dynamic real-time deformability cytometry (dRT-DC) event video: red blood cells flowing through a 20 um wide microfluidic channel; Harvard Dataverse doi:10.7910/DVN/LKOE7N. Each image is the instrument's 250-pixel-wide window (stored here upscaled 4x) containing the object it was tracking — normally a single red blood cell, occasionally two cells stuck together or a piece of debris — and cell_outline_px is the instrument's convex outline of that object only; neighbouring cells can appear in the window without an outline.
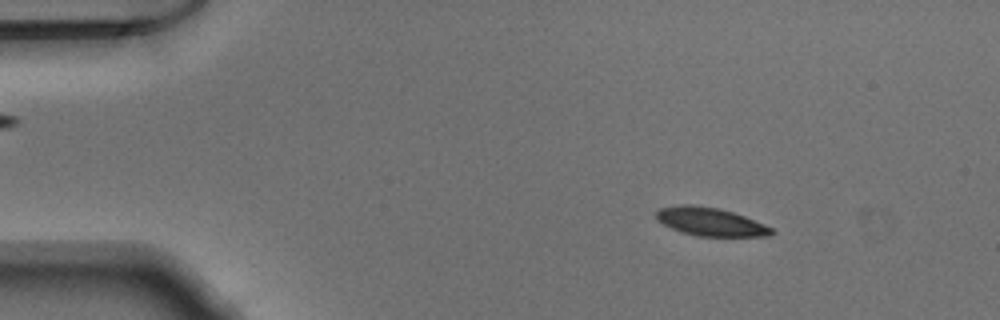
{"species": "Egyptian fruit bat (a non-hibernating species)", "species_latin": "Rousettus aegyptiacus", "temperature_condition": "warm", "stored_images_in_passage": 46, "camera_frame_rate_fps": 3000, "um_per_image_px": 0.085, "animal": {"sex": "male"}, "frame": {"image": 1, "passage_image": 3, "time_ms": 0.667, "image_size_px": [1000, 320], "cell_outline_px": [[776, 232], [768, 236], [696, 236], [680, 232], [656, 220], [656, 212], [660, 208], [680, 204], [692, 204], [720, 208], [744, 216], [764, 224], [772, 228]], "centroid_in_image_um": [60.37, 18.84], "position_along_channel_um": 24.6, "area_um2": 19.07}}
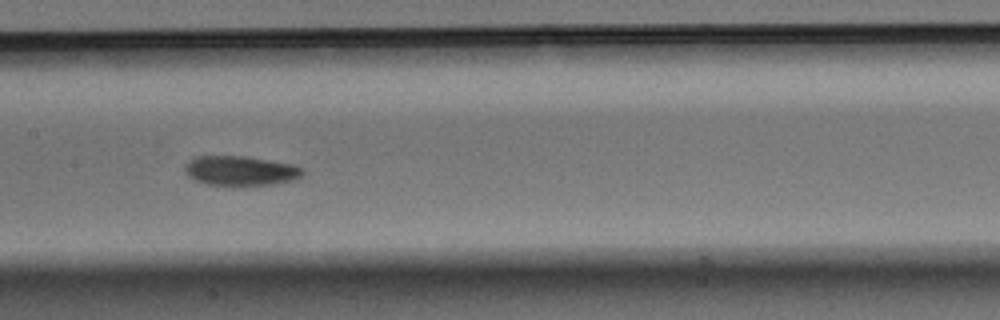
{"frame": {"image": 2, "passage_image": 21, "time_ms": 6.667, "image_size_px": [1000, 320], "cell_outline_px": [[304, 172], [300, 176], [292, 180], [272, 184], [232, 188], [208, 184], [196, 180], [188, 176], [184, 168], [188, 160], [196, 156], [248, 156], [292, 164], [304, 168]], "centroid_in_image_um": [20.43, 14.54], "position_along_channel_um": 187.0, "area_um2": 20.92}}
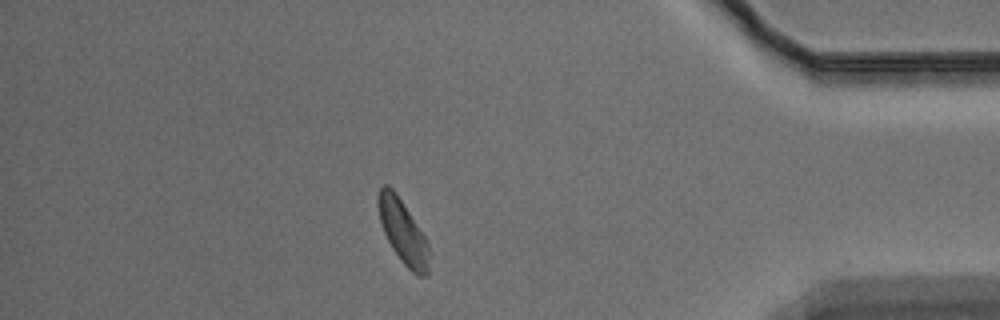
{"frame": {"image": 3, "passage_image": 40, "time_ms": 13.0, "image_size_px": [1000, 320], "cell_outline_px": [[428, 276], [416, 276], [404, 264], [392, 248], [384, 232], [380, 220], [376, 204], [376, 196], [380, 188], [384, 184], [388, 184], [396, 192], [424, 236], [428, 244]], "centroid_in_image_um": [34.21, 19.67], "position_along_channel_um": 401.0, "area_um2": 18.73}}